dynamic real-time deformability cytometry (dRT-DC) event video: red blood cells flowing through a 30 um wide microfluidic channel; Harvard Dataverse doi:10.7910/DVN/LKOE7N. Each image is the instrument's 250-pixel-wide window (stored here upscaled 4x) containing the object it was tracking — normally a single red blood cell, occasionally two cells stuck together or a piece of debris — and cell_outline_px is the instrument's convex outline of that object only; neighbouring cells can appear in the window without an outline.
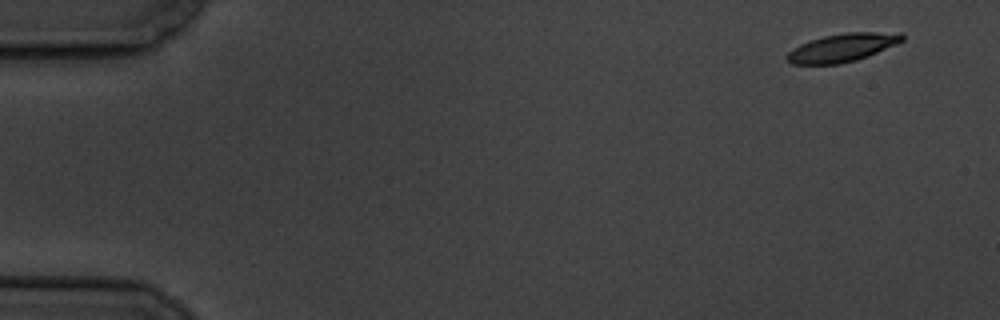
{"species": "common noctule bat (a hibernating species)", "species_latin": "Nyctalus noctula", "temperature_condition": "cold", "stored_images_in_passage": 56, "camera_frame_rate_fps": 3000, "um_per_image_px": 0.085, "animal": {"sex": "male", "body_mass_g": 19.5, "forearm_length_mm": 54.6}, "frame": {"image": 1, "passage_image": 1, "time_ms": 0.0, "image_size_px": [1000, 320], "cell_outline_px": [[904, 40], [896, 44], [856, 60], [836, 64], [792, 64], [784, 56], [792, 48], [800, 44], [824, 36], [844, 32], [900, 32], [904, 36]], "centroid_in_image_um": [71.58, 4.04], "position_along_channel_um": 13.4, "area_um2": 18.79}}
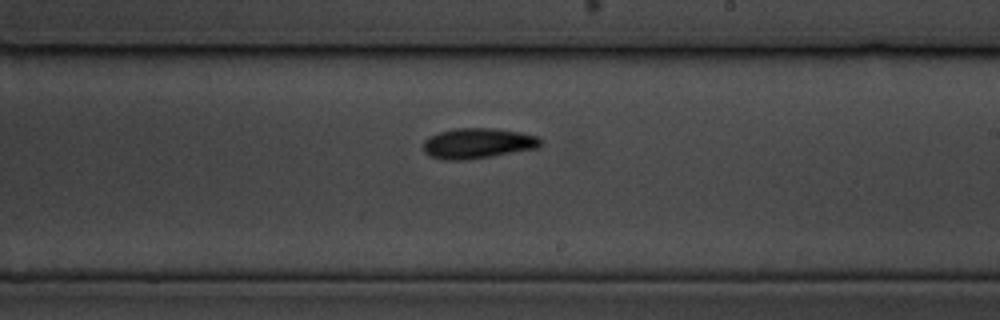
{"frame": {"image": 2, "passage_image": 32, "time_ms": 10.333, "image_size_px": [1000, 320], "cell_outline_px": [[544, 140], [536, 148], [488, 156], [460, 160], [444, 160], [432, 156], [424, 152], [424, 140], [428, 136], [440, 132], [456, 128], [492, 128], [520, 132], [536, 136]], "centroid_in_image_um": [40.59, 12.16], "position_along_channel_um": 248.4, "area_um2": 20.4}}
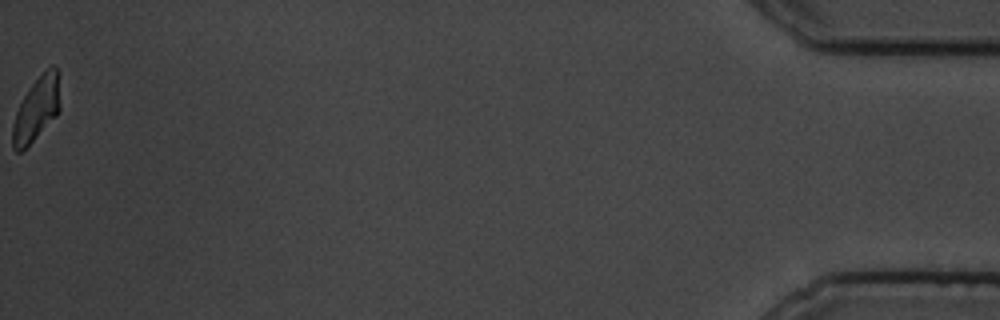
{"frame": {"image": 3, "passage_image": 56, "time_ms": 18.333, "image_size_px": [1000, 320], "cell_outline_px": [[60, 112], [20, 152], [16, 152], [12, 148], [12, 124], [16, 112], [28, 88], [52, 64], [56, 64], [60, 72]], "centroid_in_image_um": [3.14, 9.21], "position_along_channel_um": 432.1, "area_um2": 17.8}, "authors_computed_cell_mechanics": {"area_um2": 19.3341, "velocity_mm_per_s": 3.4708, "shape_relaxation_time_tau1_ms": 3.3358, "shape_relaxation_time_tau2_ms": null, "deformation_change_tau1": 0.1362, "deformation_change_tau2": null}}